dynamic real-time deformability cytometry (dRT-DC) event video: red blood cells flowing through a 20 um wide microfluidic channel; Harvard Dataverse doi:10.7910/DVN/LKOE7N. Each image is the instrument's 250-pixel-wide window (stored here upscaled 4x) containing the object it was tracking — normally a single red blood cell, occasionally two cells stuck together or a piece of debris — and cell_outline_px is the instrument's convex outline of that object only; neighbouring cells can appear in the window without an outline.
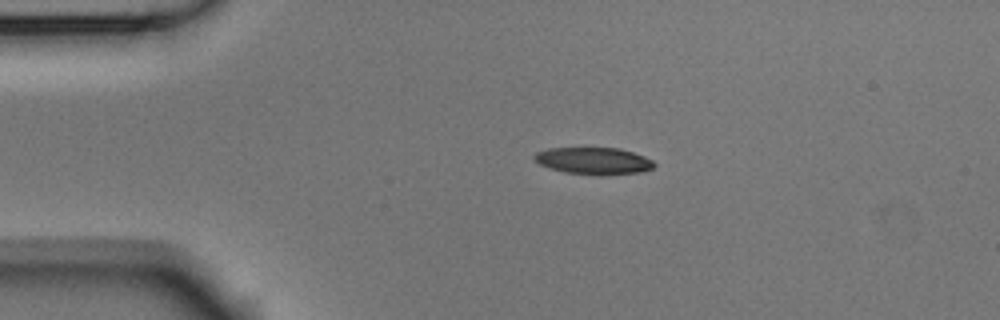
{"species": "Egyptian fruit bat (a non-hibernating species)", "species_latin": "Rousettus aegyptiacus", "temperature_condition": "room temperature", "stored_images_in_passage": 43, "camera_frame_rate_fps": 3000, "um_per_image_px": 0.085, "animal": {"sex": "male"}, "frame": {"image": 1, "passage_image": 1, "time_ms": 0.0, "image_size_px": [1000, 320], "cell_outline_px": [[656, 164], [652, 168], [640, 172], [604, 176], [600, 176], [564, 172], [548, 168], [540, 164], [532, 156], [536, 152], [548, 148], [616, 148], [632, 152], [652, 160]], "centroid_in_image_um": [50.43, 13.69], "position_along_channel_um": 34.6, "area_um2": 18.9}}
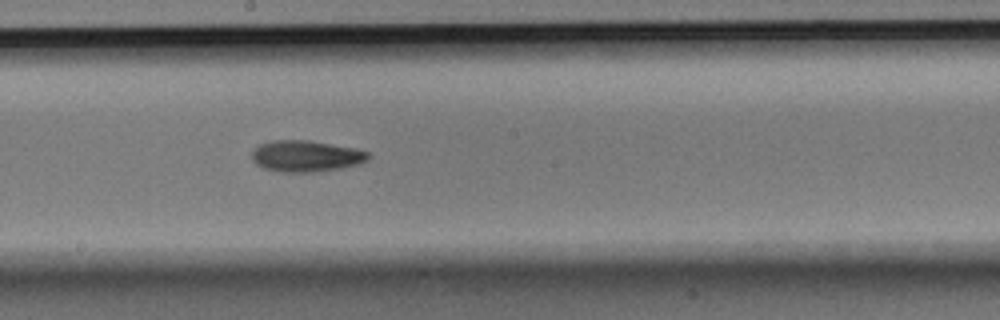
{"frame": {"image": 2, "passage_image": 19, "time_ms": 6.0, "image_size_px": [1000, 320], "cell_outline_px": [[368, 160], [356, 164], [340, 168], [308, 172], [280, 172], [264, 168], [256, 164], [252, 160], [252, 152], [260, 144], [272, 140], [308, 140], [356, 148], [368, 152]], "centroid_in_image_um": [25.98, 13.26], "position_along_channel_um": 222.2, "area_um2": 21.04}}
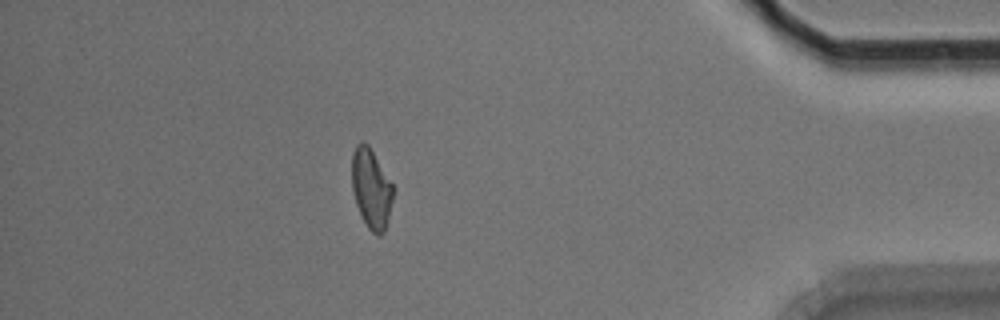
{"frame": {"image": 3, "passage_image": 37, "time_ms": 12.0, "image_size_px": [1000, 320], "cell_outline_px": [[392, 200], [384, 232], [380, 236], [376, 236], [368, 228], [356, 204], [352, 192], [352, 152], [356, 144], [360, 140], [364, 140], [368, 144], [392, 184]], "centroid_in_image_um": [31.52, 16.0], "position_along_channel_um": 403.7, "area_um2": 18.96}, "authors_computed_cell_mechanics": {"area_um2": 19.941, "velocity_mm_per_s": 3.7572, "shape_relaxation_time_tau1_ms": 8.6356, "shape_relaxation_time_tau2_ms": 5.1946, "deformation_change_tau1": 0.1999, "deformation_change_tau2": 0.1342}}